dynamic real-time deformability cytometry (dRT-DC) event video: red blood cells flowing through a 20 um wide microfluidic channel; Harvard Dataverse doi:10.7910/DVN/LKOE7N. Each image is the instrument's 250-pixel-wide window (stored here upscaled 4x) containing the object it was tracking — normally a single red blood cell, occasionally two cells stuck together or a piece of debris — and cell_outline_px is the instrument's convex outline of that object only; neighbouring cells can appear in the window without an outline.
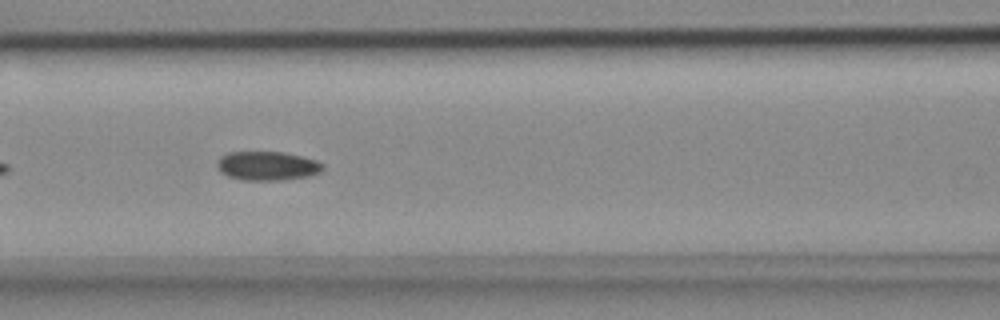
{"species": "common noctule bat (a hibernating species)", "species_latin": "Nyctalus noctula", "temperature_condition": "cold", "stored_images_in_passage": 8, "segment_of_instrument_passage": [1, 2], "camera_frame_rate_fps": 3000, "um_per_image_px": 0.085, "animal": {"sex": "female", "body_mass_g": 18.4}, "frame": {"image": 1, "passage_image": 6, "time_ms": 1.667, "image_size_px": [1000, 320], "cell_outline_px": [[324, 168], [320, 172], [308, 176], [284, 180], [244, 180], [228, 176], [220, 172], [216, 164], [220, 156], [228, 152], [284, 152], [316, 160], [324, 164]], "centroid_in_image_um": [22.71, 14.1], "position_along_channel_um": 143.9, "area_um2": 17.92}}
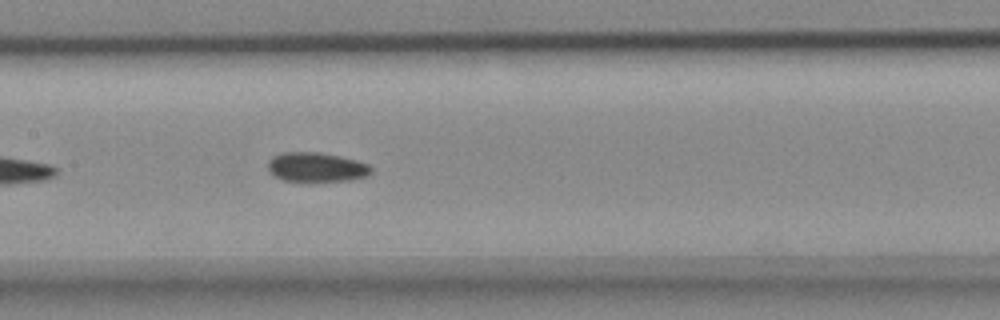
{"frame": {"image": 2, "passage_image": 7, "time_ms": 2.0, "image_size_px": [1000, 320], "cell_outline_px": [[372, 172], [368, 176], [348, 180], [284, 180], [276, 176], [268, 168], [268, 160], [272, 156], [280, 152], [320, 152], [356, 160], [368, 164], [372, 168]], "centroid_in_image_um": [26.9, 14.18], "position_along_channel_um": 180.5, "area_um2": 17.4}}